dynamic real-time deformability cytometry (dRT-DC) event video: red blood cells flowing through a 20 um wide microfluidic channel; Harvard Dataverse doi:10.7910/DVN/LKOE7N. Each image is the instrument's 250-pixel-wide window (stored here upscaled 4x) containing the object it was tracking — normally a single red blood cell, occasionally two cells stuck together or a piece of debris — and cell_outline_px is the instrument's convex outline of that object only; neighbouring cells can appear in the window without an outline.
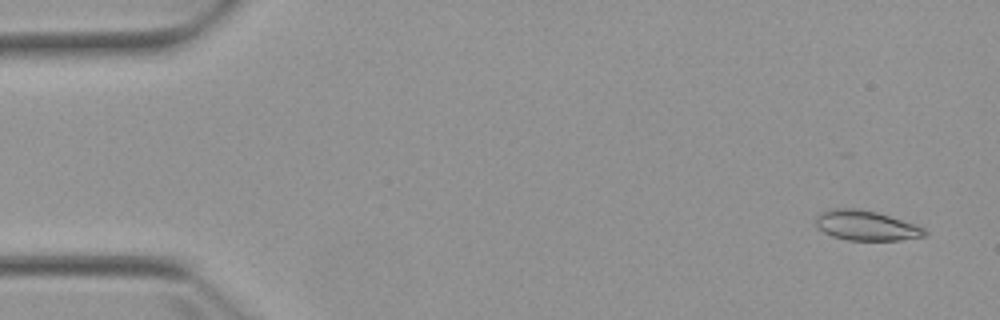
{"species": "Egyptian fruit bat (a non-hibernating species)", "species_latin": "Rousettus aegyptiacus", "temperature_condition": "warm", "stored_images_in_passage": 5, "camera_frame_rate_fps": 3000, "um_per_image_px": 0.085, "animal": {"sex": "female"}, "frame": {"image": 1, "passage_image": 1, "time_ms": 0.0, "image_size_px": [1000, 320], "cell_outline_px": [[928, 232], [924, 236], [900, 240], [848, 240], [832, 236], [824, 232], [816, 224], [816, 216], [820, 212], [828, 208], [856, 208], [876, 212], [924, 228]], "centroid_in_image_um": [73.57, 19.16], "position_along_channel_um": 11.4, "area_um2": 18.73}}